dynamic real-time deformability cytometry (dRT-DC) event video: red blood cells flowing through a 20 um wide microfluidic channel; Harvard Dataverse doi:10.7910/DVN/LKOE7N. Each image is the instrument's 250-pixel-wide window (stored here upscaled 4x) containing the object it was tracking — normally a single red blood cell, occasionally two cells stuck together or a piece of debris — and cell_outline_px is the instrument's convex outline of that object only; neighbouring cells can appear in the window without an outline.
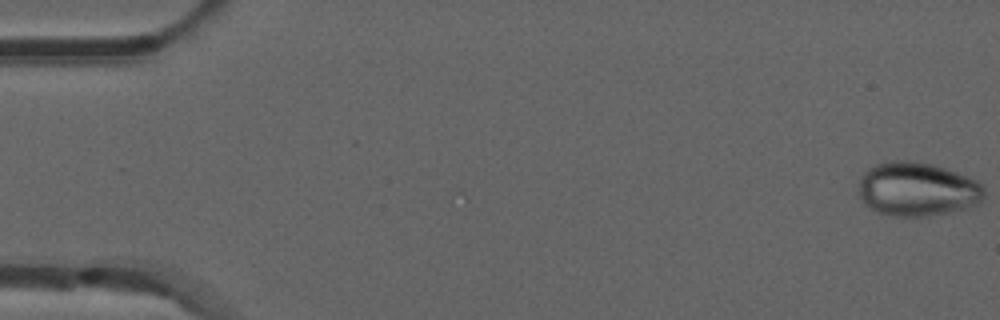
{"species": "common noctule bat (a hibernating species)", "species_latin": "Nyctalus noctula", "temperature_condition": "room temperature", "stored_images_in_passage": 53, "camera_frame_rate_fps": 3000, "um_per_image_px": 0.085, "animal": {"sex": "male", "forearm_length_mm": 52.5}, "frame": {"image": 1, "passage_image": 1, "time_ms": 0.0, "image_size_px": [1000, 320], "cell_outline_px": [[984, 196], [976, 204], [968, 208], [928, 216], [888, 216], [876, 212], [868, 208], [864, 204], [860, 196], [860, 176], [868, 168], [876, 164], [892, 160], [908, 160], [932, 164], [956, 172], [976, 180], [984, 184]], "centroid_in_image_um": [77.95, 16.09], "position_along_channel_um": 7.1, "area_um2": 39.65}}
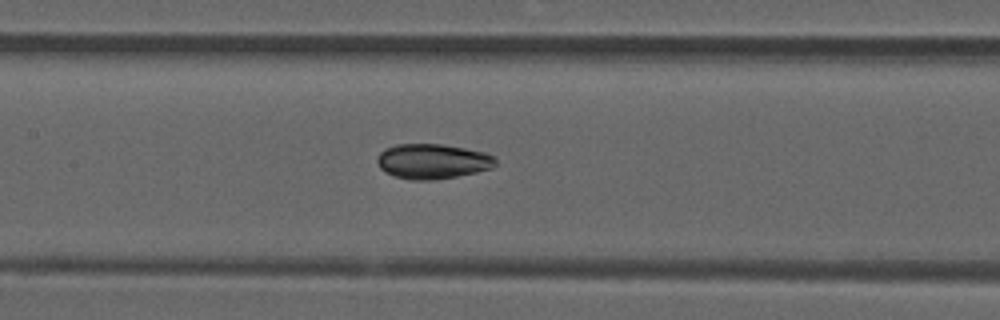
{"frame": {"image": 2, "passage_image": 25, "time_ms": 8.0, "image_size_px": [1000, 320], "cell_outline_px": [[496, 164], [492, 168], [476, 172], [436, 180], [412, 180], [392, 176], [384, 172], [380, 168], [376, 160], [380, 152], [384, 148], [396, 144], [444, 144], [484, 152], [496, 156]], "centroid_in_image_um": [36.75, 13.71], "position_along_channel_um": 170.7, "area_um2": 24.39}}
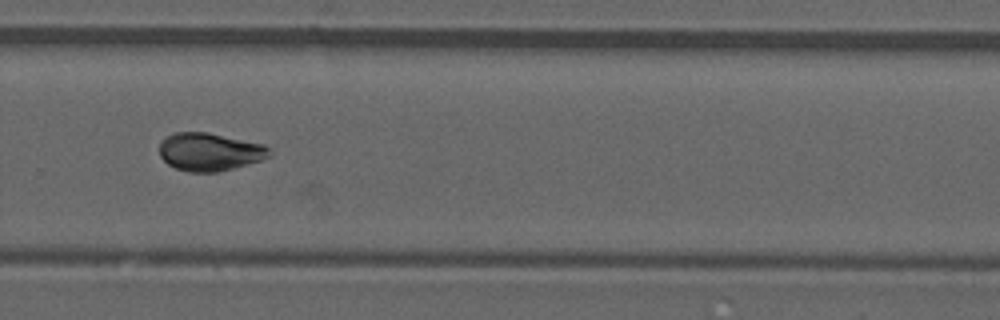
{"frame": {"image": 3, "passage_image": 36, "time_ms": 11.667, "image_size_px": [1000, 320], "cell_outline_px": [[272, 156], [260, 160], [232, 168], [216, 172], [188, 172], [176, 168], [168, 164], [160, 156], [160, 140], [164, 136], [172, 132], [208, 132], [264, 144], [272, 152]], "centroid_in_image_um": [17.8, 12.89], "position_along_channel_um": 312.0, "area_um2": 24.45}, "authors_computed_cell_mechanics": {"area_um2": 25.3742, "velocity_mm_per_s": 3.8703, "shape_relaxation_time_tau1_ms": null, "shape_relaxation_time_tau2_ms": 2.2274, "deformation_change_tau1": null, "deformation_change_tau2": 0.0516}}